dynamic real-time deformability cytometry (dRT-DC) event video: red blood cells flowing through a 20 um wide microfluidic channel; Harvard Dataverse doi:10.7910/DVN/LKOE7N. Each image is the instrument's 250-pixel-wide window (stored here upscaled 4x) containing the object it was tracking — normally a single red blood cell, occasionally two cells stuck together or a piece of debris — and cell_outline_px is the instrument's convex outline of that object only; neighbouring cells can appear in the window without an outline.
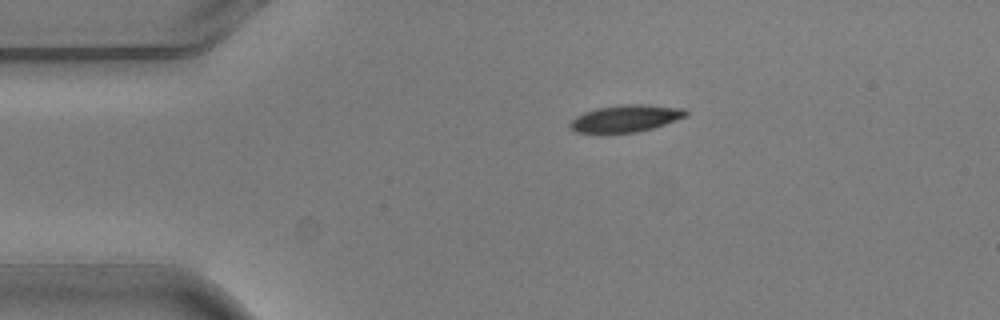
{"species": "common noctule bat (a hibernating species)", "species_latin": "Nyctalus noctula", "temperature_condition": "warm", "stored_images_in_passage": 8, "camera_frame_rate_fps": 3000, "um_per_image_px": 0.085, "animal": {"sex": "male", "body_mass_g": 20.5, "forearm_length_mm": 52.5}, "frame": {"image": 1, "passage_image": 1, "time_ms": 0.0, "image_size_px": [1000, 320], "cell_outline_px": [[688, 116], [652, 128], [636, 132], [576, 132], [568, 124], [576, 116], [584, 112], [596, 108], [628, 104], [644, 104], [684, 108], [688, 112]], "centroid_in_image_um": [53.22, 10.05], "position_along_channel_um": 31.8, "area_um2": 17.98}}
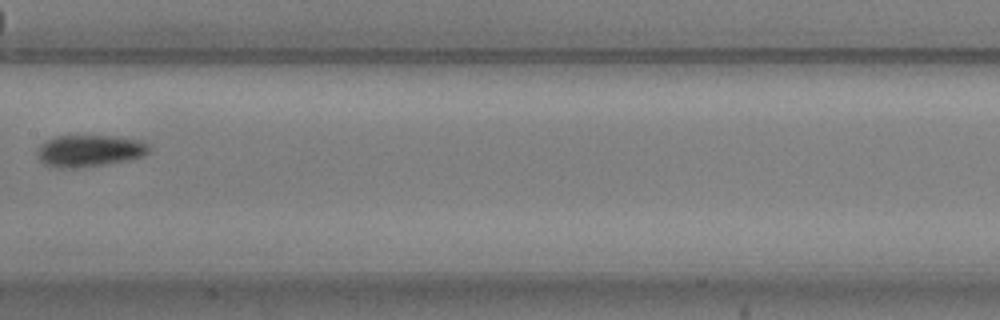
{"frame": {"image": 2, "passage_image": 5, "time_ms": 1.333, "image_size_px": [1000, 320], "cell_outline_px": [[148, 152], [144, 156], [128, 160], [104, 164], [76, 168], [60, 168], [44, 164], [36, 156], [36, 152], [44, 140], [56, 136], [112, 136], [140, 140], [148, 144]], "centroid_in_image_um": [7.56, 12.82], "position_along_channel_um": 199.8, "area_um2": 20.69}}
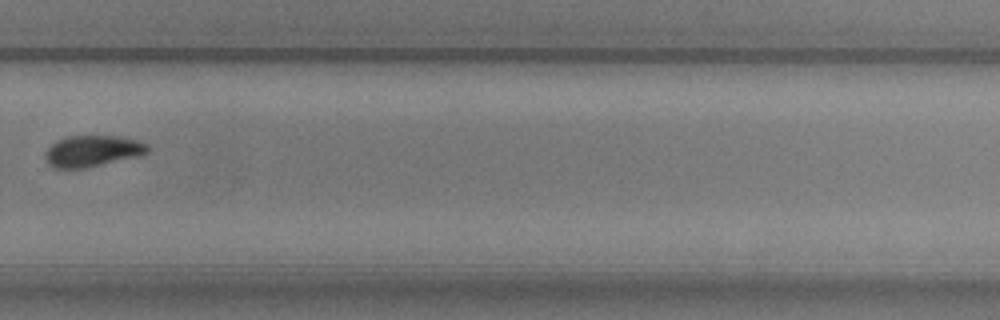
{"frame": {"image": 3, "passage_image": 8, "time_ms": 2.333, "image_size_px": [1000, 320], "cell_outline_px": [[148, 152], [140, 156], [88, 168], [52, 168], [48, 164], [44, 156], [44, 152], [56, 140], [68, 136], [116, 136], [136, 140], [148, 144]], "centroid_in_image_um": [7.84, 12.85], "position_along_channel_um": 322.0, "area_um2": 18.84}}